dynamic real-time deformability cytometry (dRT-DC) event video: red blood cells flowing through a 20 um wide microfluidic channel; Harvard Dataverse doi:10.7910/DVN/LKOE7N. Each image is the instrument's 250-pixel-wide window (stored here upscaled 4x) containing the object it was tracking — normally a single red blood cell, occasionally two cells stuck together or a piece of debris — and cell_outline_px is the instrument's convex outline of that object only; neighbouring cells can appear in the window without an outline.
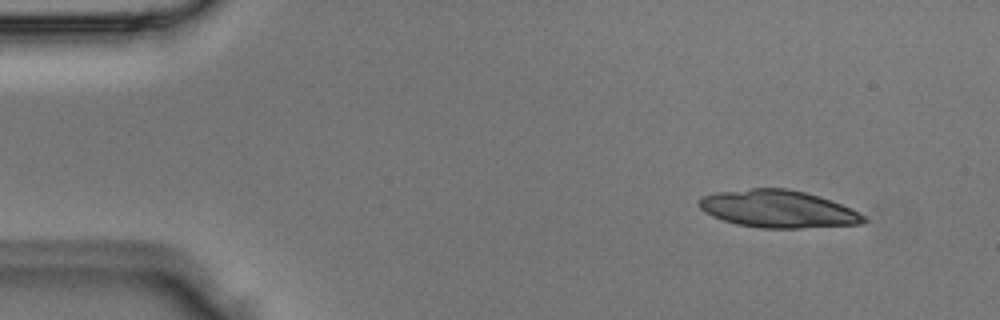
{"species": "Egyptian fruit bat (a non-hibernating species)", "species_latin": "Rousettus aegyptiacus", "temperature_condition": "room temperature", "stored_images_in_passage": 4, "camera_frame_rate_fps": 3000, "um_per_image_px": 0.085, "animal": {"sex": "male"}, "frame": {"image": 1, "passage_image": 1, "time_ms": 0.0, "image_size_px": [1000, 320], "cell_outline_px": [[868, 220], [864, 224], [800, 228], [760, 228], [736, 224], [712, 216], [704, 212], [700, 208], [696, 200], [704, 196], [716, 192], [752, 188], [788, 188], [820, 196], [852, 208], [864, 216]], "centroid_in_image_um": [66.14, 17.76], "position_along_channel_um": 18.9, "area_um2": 36.13}}